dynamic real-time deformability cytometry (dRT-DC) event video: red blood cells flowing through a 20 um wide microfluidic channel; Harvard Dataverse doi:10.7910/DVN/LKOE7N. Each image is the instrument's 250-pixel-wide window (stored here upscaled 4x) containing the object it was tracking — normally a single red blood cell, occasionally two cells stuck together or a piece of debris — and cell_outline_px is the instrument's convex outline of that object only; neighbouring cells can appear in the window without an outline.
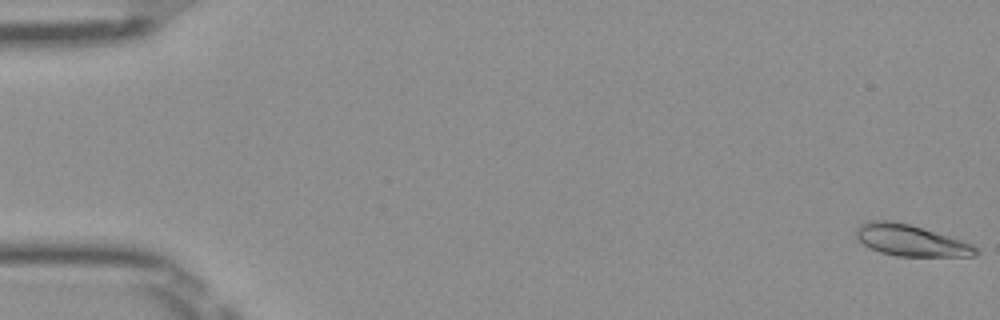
{"species": "Egyptian fruit bat (a non-hibernating species)", "species_latin": "Rousettus aegyptiacus", "temperature_condition": "room temperature", "stored_images_in_passage": 51, "camera_frame_rate_fps": 3000, "um_per_image_px": 0.085, "frame": {"image": 1, "passage_image": 1, "time_ms": 0.0, "image_size_px": [1000, 320], "cell_outline_px": [[980, 252], [976, 256], [896, 256], [880, 252], [864, 244], [856, 236], [856, 228], [860, 224], [868, 220], [888, 220], [908, 224], [948, 236], [972, 244]], "centroid_in_image_um": [77.4, 20.44], "position_along_channel_um": 7.6, "area_um2": 21.56}}
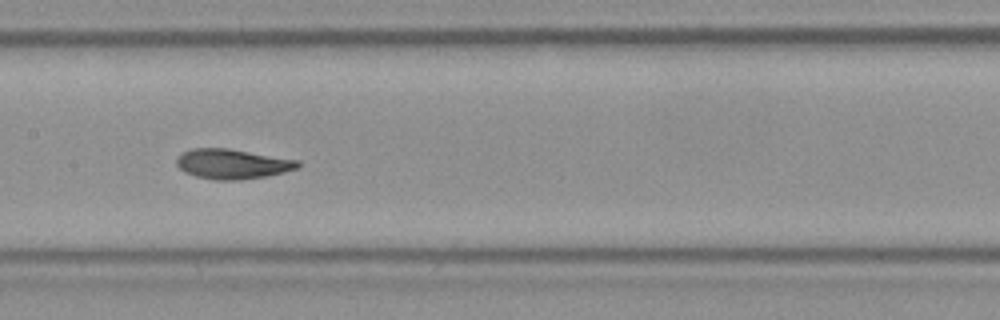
{"frame": {"image": 2, "passage_image": 26, "time_ms": 8.333, "image_size_px": [1000, 320], "cell_outline_px": [[300, 168], [284, 172], [264, 176], [240, 180], [216, 180], [196, 176], [184, 172], [176, 164], [176, 156], [192, 148], [228, 148], [300, 160]], "centroid_in_image_um": [19.76, 13.93], "position_along_channel_um": 187.6, "area_um2": 21.21}}
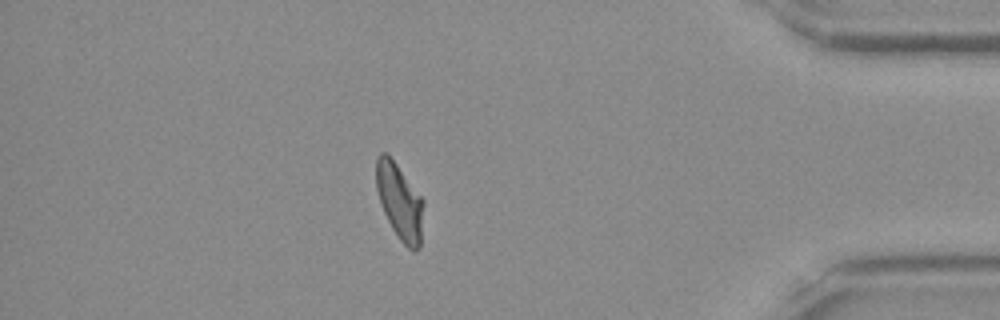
{"frame": {"image": 3, "passage_image": 45, "time_ms": 14.667, "image_size_px": [1000, 320], "cell_outline_px": [[424, 204], [420, 244], [416, 252], [412, 252], [400, 240], [392, 228], [380, 204], [376, 188], [376, 156], [380, 152], [388, 152], [424, 200]], "centroid_in_image_um": [33.96, 17.1], "position_along_channel_um": 401.2, "area_um2": 21.15}, "authors_computed_cell_mechanics": {"area_um2": 21.1548, "velocity_mm_per_s": 3.9891, "shape_relaxation_time_tau1_ms": 4.4649, "shape_relaxation_time_tau2_ms": 1.1353, "deformation_change_tau1": 0.1563, "deformation_change_tau2": 0.0596}}